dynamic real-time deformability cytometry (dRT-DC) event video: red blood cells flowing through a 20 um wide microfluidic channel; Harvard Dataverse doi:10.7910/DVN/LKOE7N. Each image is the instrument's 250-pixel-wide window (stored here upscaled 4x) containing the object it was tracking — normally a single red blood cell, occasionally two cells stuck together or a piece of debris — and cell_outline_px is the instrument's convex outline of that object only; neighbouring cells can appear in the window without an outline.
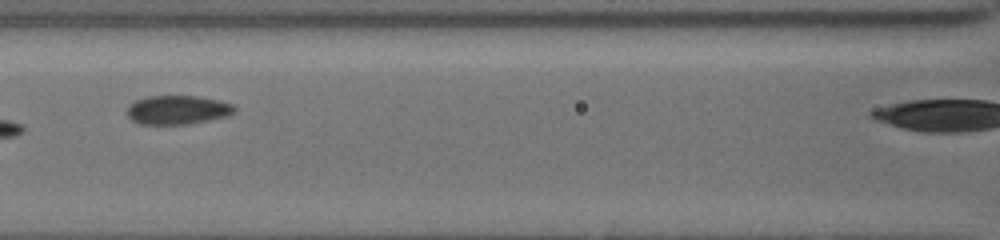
{"species": "common noctule bat (a hibernating species)", "species_latin": "Nyctalus noctula", "temperature_condition": "cold", "stored_images_in_passage": 18, "camera_frame_rate_fps": 3000, "um_per_image_px": 0.085, "animal": {"sex": "female", "body_mass_g": 19.5, "forearm_length_mm": 54.1}, "frame": {"image": 1, "passage_image": 11, "time_ms": 10.333, "image_size_px": [1000, 240], "cell_outline_px": [[236, 112], [228, 116], [188, 124], [140, 124], [132, 120], [128, 116], [128, 108], [136, 100], [148, 96], [196, 96], [220, 100], [232, 104], [236, 108]], "centroid_in_image_um": [15.14, 9.34], "position_along_channel_um": 151.5, "area_um2": 18.03}}